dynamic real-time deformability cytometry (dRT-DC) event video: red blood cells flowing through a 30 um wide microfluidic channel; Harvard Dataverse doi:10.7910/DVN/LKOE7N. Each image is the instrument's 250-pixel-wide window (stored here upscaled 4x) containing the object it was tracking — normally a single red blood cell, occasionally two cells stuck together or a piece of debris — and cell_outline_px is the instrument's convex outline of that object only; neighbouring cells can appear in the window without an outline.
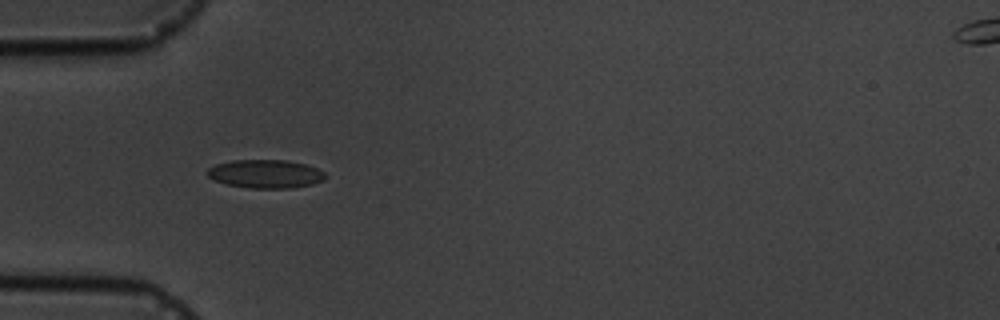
{"species": "common noctule bat (a hibernating species)", "species_latin": "Nyctalus noctula", "temperature_condition": "cold", "stored_images_in_passage": 11, "camera_frame_rate_fps": 3000, "um_per_image_px": 0.085, "animal": {"sex": "male", "body_mass_g": 19.5, "forearm_length_mm": 54.6}, "frame": {"image": 1, "passage_image": 1, "time_ms": 0.0, "image_size_px": [1000, 320], "cell_outline_px": [[328, 176], [324, 180], [312, 184], [288, 188], [252, 188], [228, 184], [216, 180], [208, 176], [208, 168], [216, 164], [232, 160], [288, 160], [304, 164], [316, 168], [324, 172]], "centroid_in_image_um": [22.6, 14.77], "position_along_channel_um": 62.4, "area_um2": 19.36}}
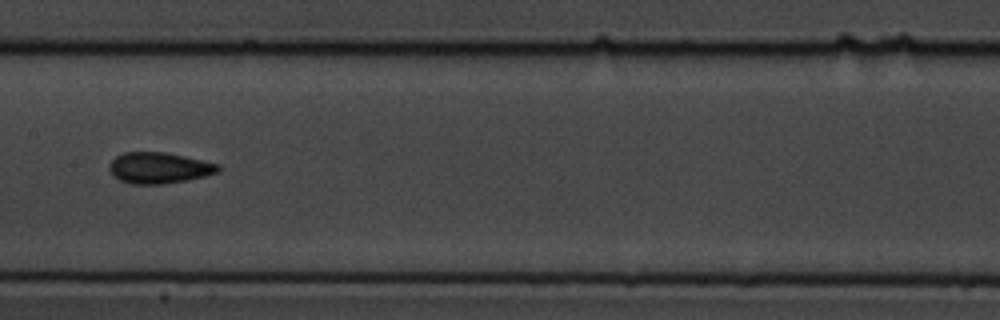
{"frame": {"image": 2, "passage_image": 4, "time_ms": 3.667, "image_size_px": [1000, 320], "cell_outline_px": [[220, 172], [188, 180], [164, 184], [132, 184], [120, 180], [112, 176], [108, 168], [108, 164], [116, 156], [124, 152], [164, 152], [184, 156], [220, 164]], "centroid_in_image_um": [13.51, 14.27], "position_along_channel_um": 193.9, "area_um2": 19.88}}
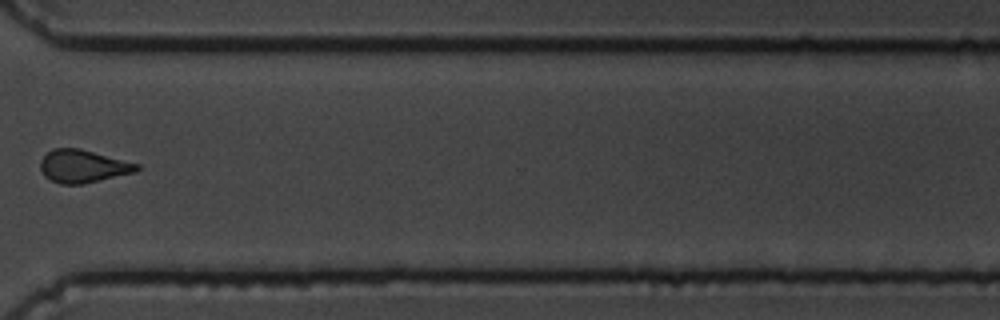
{"frame": {"image": 3, "passage_image": 8, "time_ms": 8.333, "image_size_px": [1000, 320], "cell_outline_px": [[140, 168], [136, 172], [84, 184], [60, 184], [44, 176], [40, 168], [40, 160], [52, 148], [80, 148], [140, 164]], "centroid_in_image_um": [7.06, 14.13], "position_along_channel_um": 363.5, "area_um2": 18.55}, "authors_computed_cell_mechanics": {"area_um2": 18.6116, "velocity_mm_per_s": 3.6512, "shape_relaxation_time_tau1_ms": 5.9677, "shape_relaxation_time_tau2_ms": 3.6298, "deformation_change_tau1": 0.1118, "deformation_change_tau2": 0.0547}}